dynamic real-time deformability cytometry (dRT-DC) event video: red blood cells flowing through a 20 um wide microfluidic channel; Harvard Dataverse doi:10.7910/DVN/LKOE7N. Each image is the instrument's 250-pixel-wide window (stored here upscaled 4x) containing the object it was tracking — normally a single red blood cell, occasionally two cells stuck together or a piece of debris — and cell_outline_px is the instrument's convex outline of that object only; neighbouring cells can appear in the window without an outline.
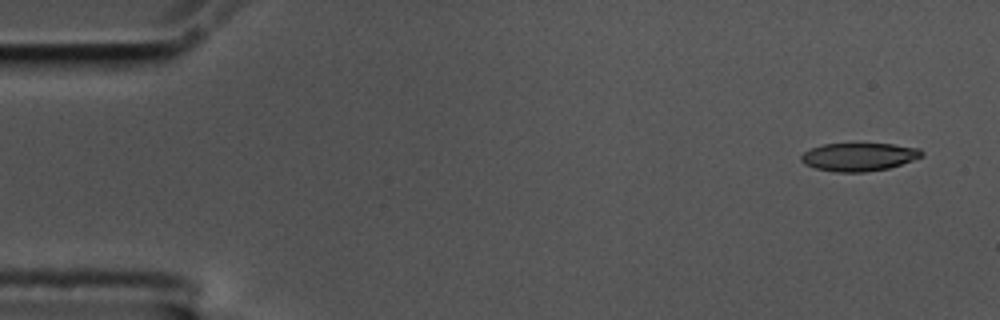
{"species": "common noctule bat (a hibernating species)", "species_latin": "Nyctalus noctula", "temperature_condition": "cold", "stored_images_in_passage": 56, "camera_frame_rate_fps": 3000, "um_per_image_px": 0.085, "animal": {"sex": "male", "body_mass_g": 17.5, "forearm_length_mm": 52.3}, "frame": {"image": 1, "passage_image": 1, "time_ms": 0.0, "image_size_px": [1000, 320], "cell_outline_px": [[924, 156], [888, 168], [864, 172], [836, 172], [816, 168], [804, 164], [800, 160], [800, 156], [804, 152], [812, 148], [824, 144], [892, 144], [920, 148], [924, 152]], "centroid_in_image_um": [73.01, 13.33], "position_along_channel_um": 12.0, "area_um2": 19.65}}
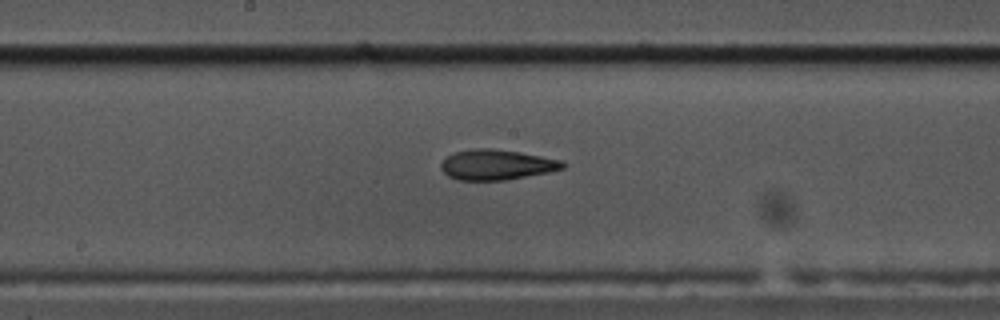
{"frame": {"image": 2, "passage_image": 28, "time_ms": 9.0, "image_size_px": [1000, 320], "cell_outline_px": [[568, 164], [564, 168], [548, 172], [504, 180], [456, 180], [448, 176], [440, 168], [440, 164], [448, 156], [456, 152], [480, 148], [492, 148], [520, 152], [564, 160]], "centroid_in_image_um": [42.25, 14.0], "position_along_channel_um": 205.9, "area_um2": 21.44}}
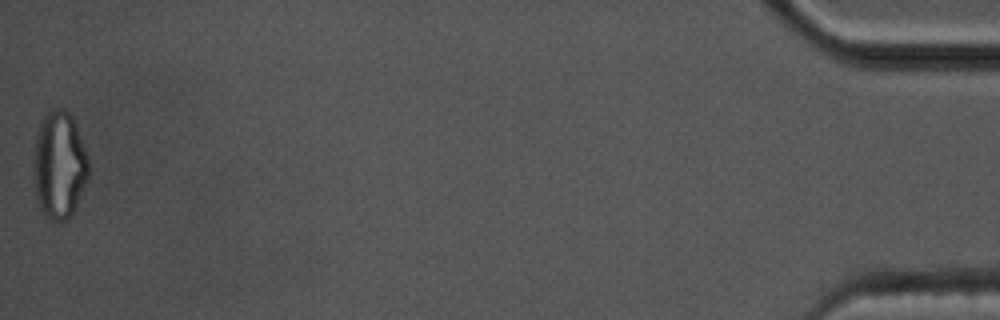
{"frame": {"image": 3, "passage_image": 56, "time_ms": 18.333, "image_size_px": [1000, 320], "cell_outline_px": [[88, 180], [76, 208], [64, 220], [48, 220], [44, 216], [40, 208], [36, 196], [32, 180], [32, 160], [36, 136], [40, 124], [44, 116], [48, 112], [56, 108], [64, 108], [72, 116], [88, 156]], "centroid_in_image_um": [5.01, 14.05], "position_along_channel_um": 430.2, "area_um2": 34.91}, "authors_computed_cell_mechanics": {"area_um2": 21.4438, "velocity_mm_per_s": 3.4491, "shape_relaxation_time_tau1_ms": null, "shape_relaxation_time_tau2_ms": 5.0447, "deformation_change_tau1": null, "deformation_change_tau2": 0.157}}